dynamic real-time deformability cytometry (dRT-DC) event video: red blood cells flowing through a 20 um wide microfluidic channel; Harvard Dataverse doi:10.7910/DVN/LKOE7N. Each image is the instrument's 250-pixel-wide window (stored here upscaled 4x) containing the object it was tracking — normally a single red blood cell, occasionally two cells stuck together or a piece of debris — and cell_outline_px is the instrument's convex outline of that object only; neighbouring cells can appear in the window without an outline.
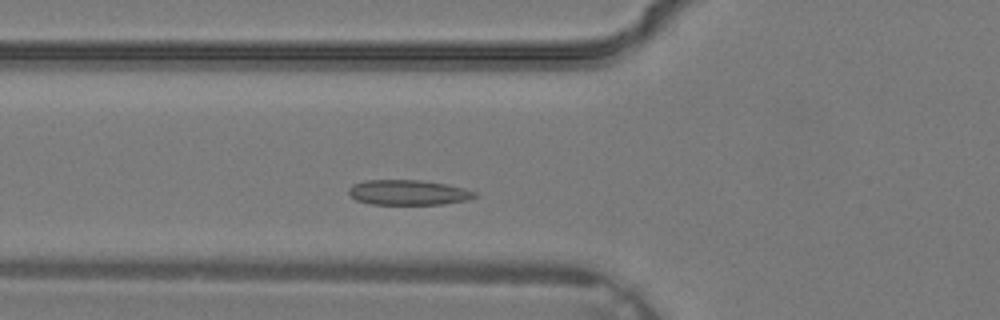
{"species": "common noctule bat (a hibernating species)", "species_latin": "Nyctalus noctula", "temperature_condition": "warm", "stored_images_in_passage": 27, "camera_frame_rate_fps": 3000, "um_per_image_px": 0.085, "animal": {"sex": "male", "body_mass_g": 19.2, "forearm_length_mm": 51.8}, "frame": {"image": 1, "passage_image": 4, "time_ms": 1.0, "image_size_px": [1000, 320], "cell_outline_px": [[480, 196], [468, 200], [444, 204], [368, 204], [356, 200], [348, 192], [348, 188], [352, 184], [364, 180], [420, 180], [448, 184], [464, 188], [476, 192]], "centroid_in_image_um": [34.72, 16.36], "position_along_channel_um": 91.1, "area_um2": 18.67}}
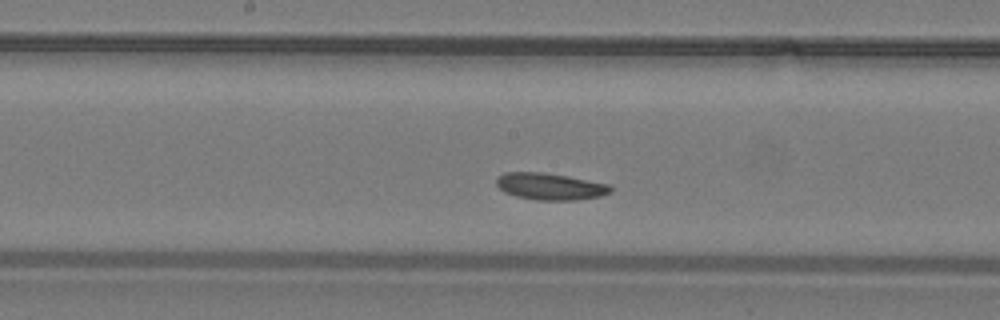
{"frame": {"image": 2, "passage_image": 10, "time_ms": 3.0, "image_size_px": [1000, 320], "cell_outline_px": [[612, 192], [600, 196], [576, 200], [536, 200], [516, 196], [504, 192], [496, 184], [496, 176], [504, 172], [544, 172], [568, 176], [608, 184], [612, 188]], "centroid_in_image_um": [46.73, 15.84], "position_along_channel_um": 201.5, "area_um2": 17.92}}
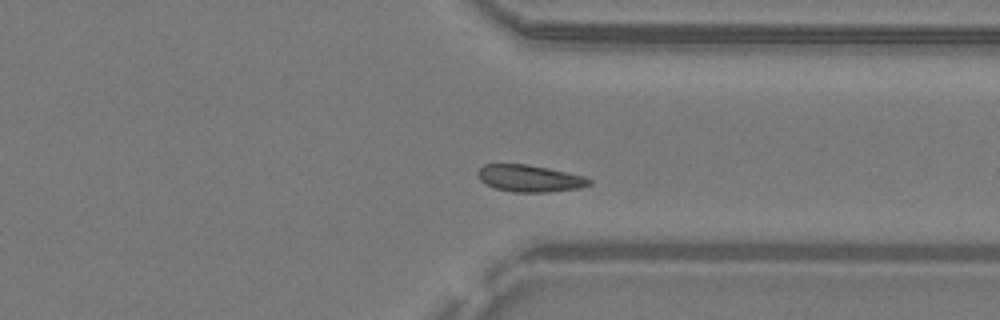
{"frame": {"image": 3, "passage_image": 19, "time_ms": 6.0, "image_size_px": [1000, 320], "cell_outline_px": [[592, 184], [580, 188], [548, 192], [512, 192], [496, 188], [480, 180], [480, 168], [484, 164], [524, 164], [548, 168], [584, 176], [592, 180]], "centroid_in_image_um": [45.08, 15.17], "position_along_channel_um": 366.3, "area_um2": 17.22}}